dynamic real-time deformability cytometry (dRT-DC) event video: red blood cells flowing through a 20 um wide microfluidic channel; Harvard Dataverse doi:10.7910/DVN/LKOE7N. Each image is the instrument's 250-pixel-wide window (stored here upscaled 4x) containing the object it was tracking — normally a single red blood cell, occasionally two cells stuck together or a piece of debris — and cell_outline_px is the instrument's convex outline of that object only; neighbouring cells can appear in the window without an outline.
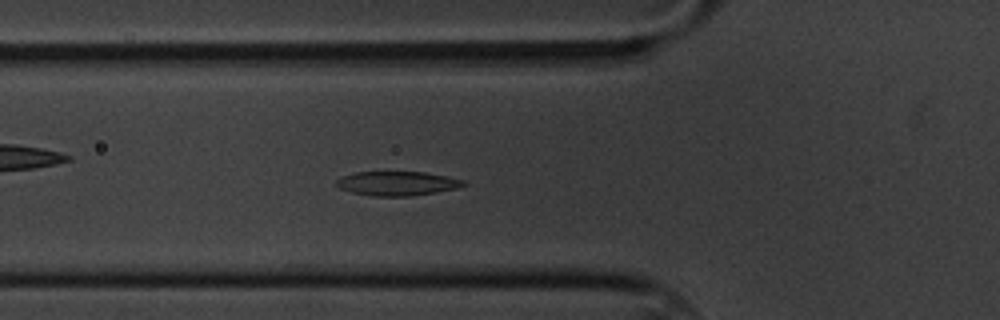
{"species": "common noctule bat (a hibernating species)", "species_latin": "Nyctalus noctula", "temperature_condition": "cold", "stored_images_in_passage": 33, "camera_frame_rate_fps": 3000, "um_per_image_px": 0.085, "animal": {"sex": "male", "body_mass_g": 20.1, "forearm_length_mm": 53.5}, "frame": {"image": 1, "passage_image": 11, "time_ms": 3.333, "image_size_px": [1000, 320], "cell_outline_px": [[468, 184], [456, 188], [436, 192], [408, 196], [376, 196], [352, 192], [340, 188], [332, 184], [340, 176], [356, 172], [424, 172], [448, 176], [464, 180]], "centroid_in_image_um": [33.73, 15.58], "position_along_channel_um": 92.1, "area_um2": 17.98}}
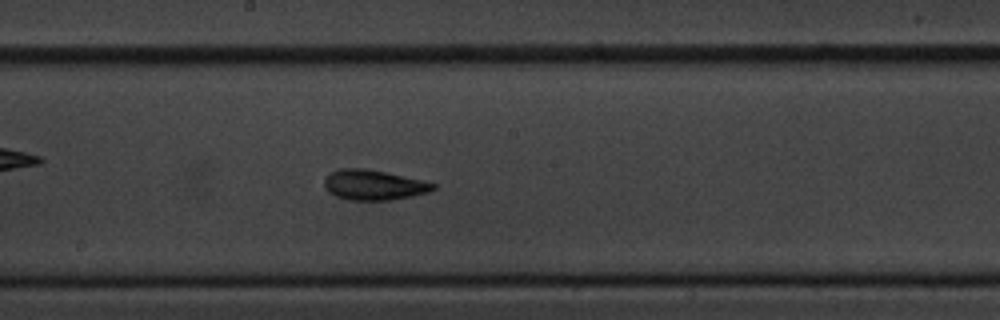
{"frame": {"image": 2, "passage_image": 22, "time_ms": 7.0, "image_size_px": [1000, 320], "cell_outline_px": [[436, 188], [428, 192], [412, 196], [392, 200], [348, 200], [336, 196], [328, 192], [324, 188], [324, 180], [332, 172], [340, 168], [360, 168], [384, 172], [424, 180], [436, 184]], "centroid_in_image_um": [31.77, 15.73], "position_along_channel_um": 216.4, "area_um2": 19.07}}
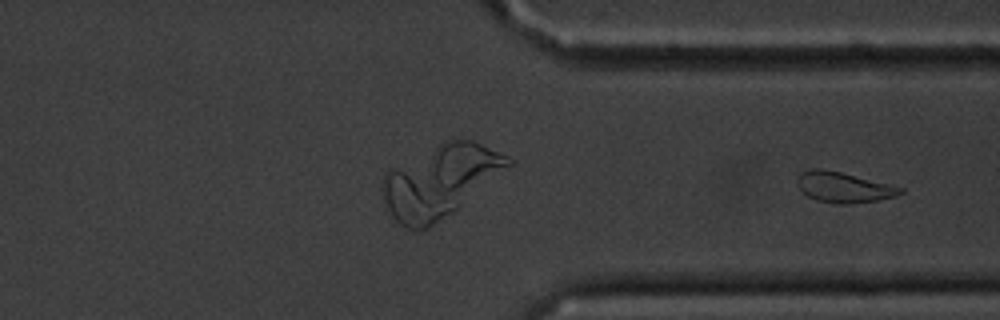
{"frame": {"image": 3, "passage_image": 33, "time_ms": 10.667, "image_size_px": [1000, 320], "cell_outline_px": [[904, 192], [896, 196], [876, 200], [848, 204], [836, 204], [816, 200], [808, 196], [796, 184], [796, 180], [804, 172], [812, 168], [816, 168], [840, 172], [904, 188]], "centroid_in_image_um": [71.71, 15.93], "position_along_channel_um": 339.7, "area_um2": 17.92}}